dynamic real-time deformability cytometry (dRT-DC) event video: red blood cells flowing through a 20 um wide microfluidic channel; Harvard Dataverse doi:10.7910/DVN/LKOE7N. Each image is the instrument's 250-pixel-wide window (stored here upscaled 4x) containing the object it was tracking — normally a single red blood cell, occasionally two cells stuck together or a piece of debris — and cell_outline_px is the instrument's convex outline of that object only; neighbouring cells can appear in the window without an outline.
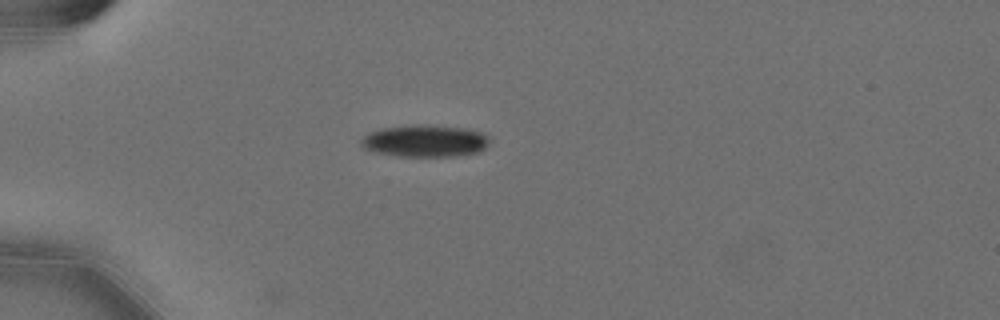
{"species": "Egyptian fruit bat (a non-hibernating species)", "species_latin": "Rousettus aegyptiacus", "temperature_condition": "cold", "stored_images_in_passage": 42, "camera_frame_rate_fps": 3000, "um_per_image_px": 0.085, "animal": {"sex": "female"}, "frame": {"image": 1, "passage_image": 1, "time_ms": 0.0, "image_size_px": [1000, 320], "cell_outline_px": [[488, 144], [484, 148], [476, 152], [452, 156], [400, 156], [380, 152], [364, 148], [360, 144], [360, 140], [364, 136], [372, 132], [384, 128], [416, 124], [428, 124], [464, 128], [480, 132], [488, 136]], "centroid_in_image_um": [36.13, 11.96], "position_along_channel_um": 48.9, "area_um2": 23.58}}
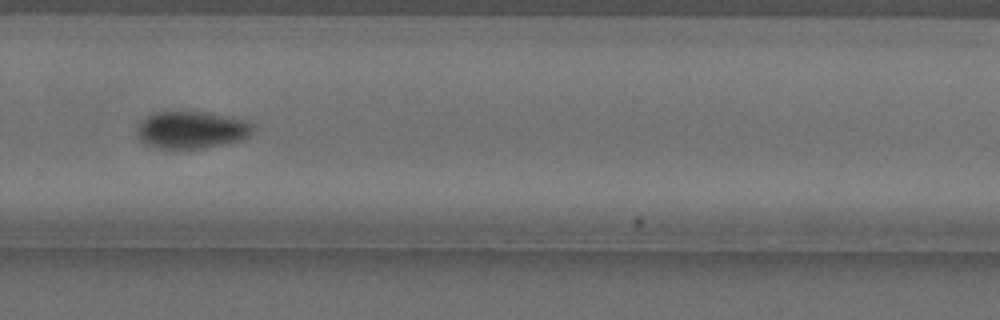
{"frame": {"image": 2, "passage_image": 25, "time_ms": 8.0, "image_size_px": [1000, 320], "cell_outline_px": [[252, 128], [248, 136], [240, 140], [204, 148], [152, 148], [144, 144], [136, 136], [136, 128], [140, 120], [152, 112], [172, 108], [180, 108], [204, 112], [244, 120], [252, 124]], "centroid_in_image_um": [16.13, 10.99], "position_along_channel_um": 313.7, "area_um2": 25.95}}
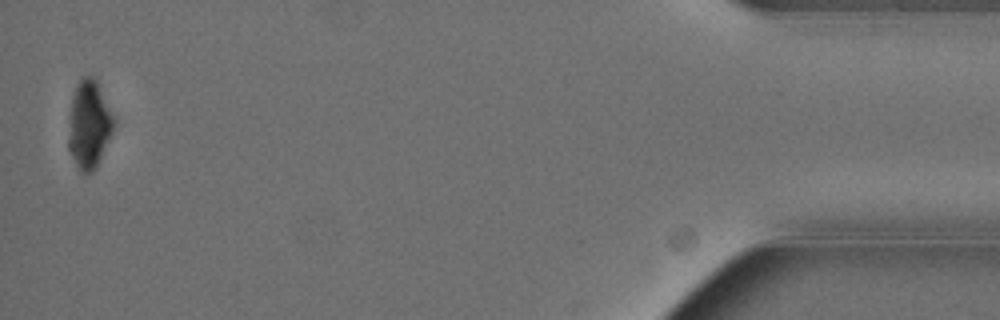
{"frame": {"image": 3, "passage_image": 41, "time_ms": 13.333, "image_size_px": [1000, 320], "cell_outline_px": [[116, 120], [112, 132], [96, 168], [92, 172], [80, 172], [68, 148], [68, 140], [72, 96], [80, 80], [84, 76], [92, 76], [96, 80]], "centroid_in_image_um": [7.58, 10.59], "position_along_channel_um": 427.6, "area_um2": 22.83}, "authors_computed_cell_mechanics": {"area_um2": 25.6054, "velocity_mm_per_s": 3.5811, "shape_relaxation_time_tau1_ms": 5.9481, "shape_relaxation_time_tau2_ms": null, "deformation_change_tau1": 0.1464, "deformation_change_tau2": null}}